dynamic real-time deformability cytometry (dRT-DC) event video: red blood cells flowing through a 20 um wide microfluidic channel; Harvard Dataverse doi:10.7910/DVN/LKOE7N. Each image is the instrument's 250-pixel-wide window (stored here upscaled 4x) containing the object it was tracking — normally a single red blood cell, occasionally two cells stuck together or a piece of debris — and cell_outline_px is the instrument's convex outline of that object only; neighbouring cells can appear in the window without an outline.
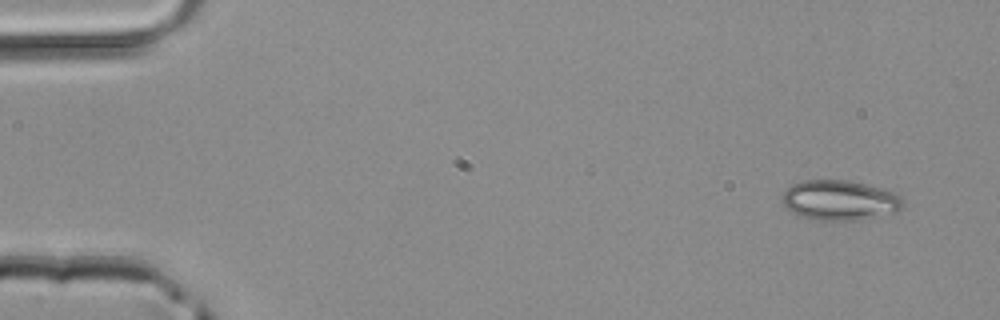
{"species": "common noctule bat (a hibernating species)", "species_latin": "Nyctalus noctula", "temperature_condition": "room temperature", "stored_images_in_passage": 3, "camera_frame_rate_fps": 3000, "um_per_image_px": 0.085, "animal": {"sex": "male", "body_mass_g": 20.4}, "frame": {"image": 1, "passage_image": 1, "time_ms": 0.0, "image_size_px": [1000, 320], "cell_outline_px": [[904, 204], [896, 212], [856, 220], [816, 220], [800, 216], [792, 212], [784, 204], [784, 192], [792, 184], [804, 180], [848, 180], [884, 188], [896, 192], [904, 200]], "centroid_in_image_um": [71.42, 17.01], "position_along_channel_um": 13.6, "area_um2": 28.09}}